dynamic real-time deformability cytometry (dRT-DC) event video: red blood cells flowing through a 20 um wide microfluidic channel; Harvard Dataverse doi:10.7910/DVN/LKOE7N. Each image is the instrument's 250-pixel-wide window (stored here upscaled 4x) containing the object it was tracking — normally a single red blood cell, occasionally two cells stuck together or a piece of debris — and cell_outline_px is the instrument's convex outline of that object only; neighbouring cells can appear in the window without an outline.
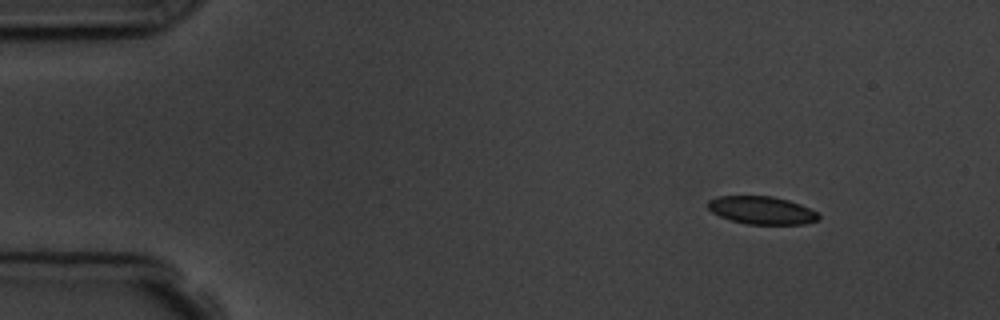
{"species": "common noctule bat (a hibernating species)", "species_latin": "Nyctalus noctula", "temperature_condition": "room temperature", "stored_images_in_passage": 3, "camera_frame_rate_fps": 3000, "um_per_image_px": 0.085, "animal": {"sex": "male", "body_mass_g": 19.5, "forearm_length_mm": 54.6}, "frame": {"image": 1, "passage_image": 1, "time_ms": 0.0, "image_size_px": [1000, 320], "cell_outline_px": [[820, 220], [804, 224], [748, 224], [732, 220], [720, 216], [712, 212], [708, 208], [708, 200], [716, 196], [772, 196], [788, 200], [800, 204], [816, 212], [820, 216]], "centroid_in_image_um": [64.75, 17.87], "position_along_channel_um": 20.3, "area_um2": 17.92}}